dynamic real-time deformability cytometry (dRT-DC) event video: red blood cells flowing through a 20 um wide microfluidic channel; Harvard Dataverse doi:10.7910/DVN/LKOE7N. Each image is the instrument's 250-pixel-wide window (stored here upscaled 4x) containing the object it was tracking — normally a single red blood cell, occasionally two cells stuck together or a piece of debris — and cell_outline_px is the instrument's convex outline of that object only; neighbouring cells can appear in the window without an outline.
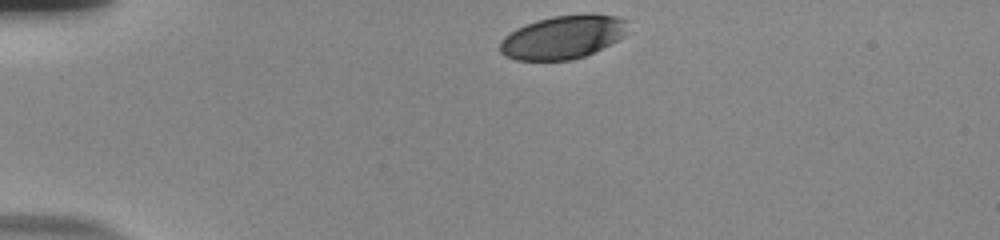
{"species": "human", "species_latin": "Homo sapiens", "temperature_condition": "room temperature", "stored_images_in_passage": 35, "camera_frame_rate_fps": 3000, "um_per_image_px": 0.085, "donor": {"sex": "male"}, "frame": {"image": 1, "passage_image": 1, "time_ms": 0.0, "image_size_px": [1000, 240], "cell_outline_px": [[628, 20], [624, 36], [584, 56], [572, 60], [516, 60], [504, 56], [500, 52], [500, 40], [504, 36], [516, 28], [536, 20], [552, 16], [588, 12], [616, 16]], "centroid_in_image_um": [47.82, 3.13], "position_along_channel_um": 37.2, "area_um2": 32.54}}
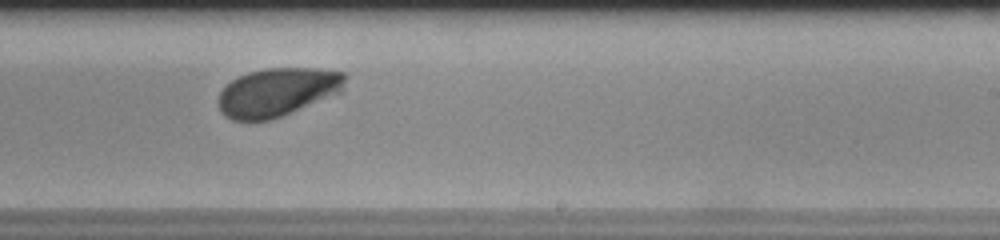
{"frame": {"image": 2, "passage_image": 24, "time_ms": 7.667, "image_size_px": [1000, 240], "cell_outline_px": [[348, 76], [344, 92], [272, 120], [232, 120], [224, 116], [220, 112], [220, 92], [232, 80], [248, 72], [264, 68], [316, 68], [344, 72]], "centroid_in_image_um": [23.67, 7.82], "position_along_channel_um": 265.3, "area_um2": 36.18}}
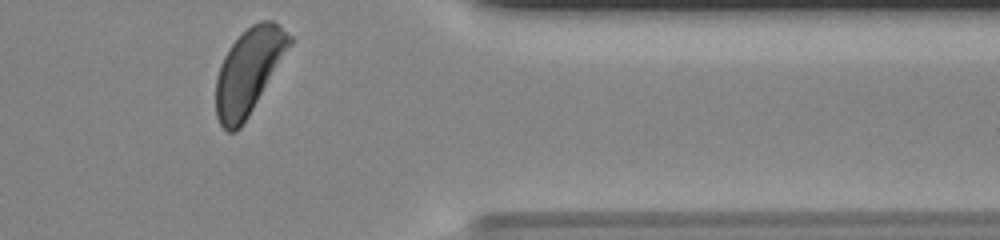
{"frame": {"image": 3, "passage_image": 35, "time_ms": 11.333, "image_size_px": [1000, 240], "cell_outline_px": [[292, 44], [248, 116], [240, 128], [236, 132], [228, 132], [220, 124], [216, 116], [216, 76], [220, 64], [228, 48], [252, 24], [260, 20], [272, 20], [292, 36]], "centroid_in_image_um": [21.13, 6.06], "position_along_channel_um": 390.3, "area_um2": 36.18}, "authors_computed_cell_mechanics": {"area_um2": 36.2406, "velocity_mm_per_s": 3.7252, "shape_relaxation_time_tau1_ms": 2.5333, "shape_relaxation_time_tau2_ms": null, "deformation_change_tau1": 0.1298, "deformation_change_tau2": null}}